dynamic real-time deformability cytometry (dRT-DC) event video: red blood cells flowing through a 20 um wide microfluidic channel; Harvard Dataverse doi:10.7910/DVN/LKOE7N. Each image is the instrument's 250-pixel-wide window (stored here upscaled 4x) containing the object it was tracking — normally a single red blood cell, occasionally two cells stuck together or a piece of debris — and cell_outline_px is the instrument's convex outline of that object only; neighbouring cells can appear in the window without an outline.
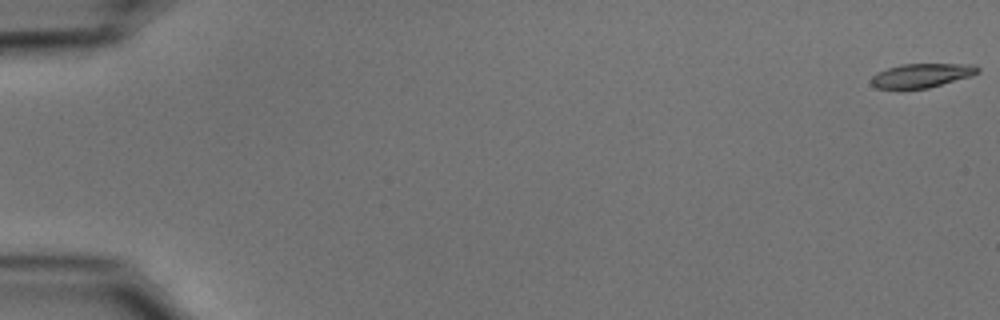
{"species": "common noctule bat (a hibernating species)", "species_latin": "Nyctalus noctula", "temperature_condition": "cold", "stored_images_in_passage": 55, "camera_frame_rate_fps": 3000, "um_per_image_px": 0.085, "animal": {"sex": "male", "body_mass_g": 15.6}, "frame": {"image": 1, "passage_image": 1, "time_ms": 0.0, "image_size_px": [1000, 320], "cell_outline_px": [[980, 72], [972, 76], [928, 88], [900, 92], [876, 88], [872, 84], [872, 76], [876, 72], [900, 64], [976, 64], [980, 68]], "centroid_in_image_um": [78.3, 6.46], "position_along_channel_um": 6.7, "area_um2": 15.66}}
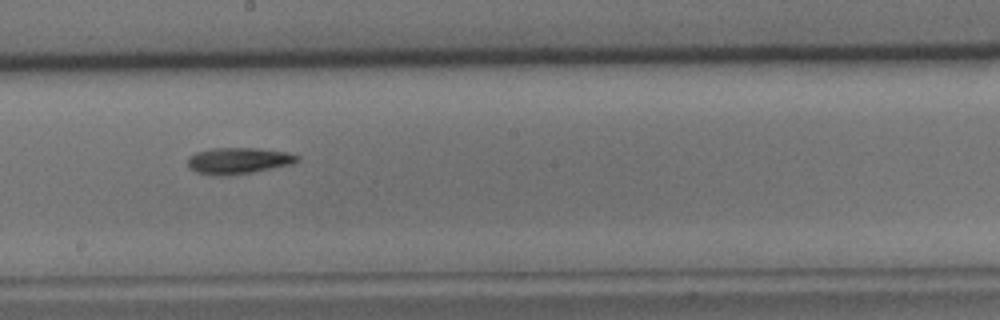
{"frame": {"image": 2, "passage_image": 32, "time_ms": 10.333, "image_size_px": [1000, 320], "cell_outline_px": [[300, 160], [292, 164], [252, 172], [228, 176], [216, 176], [196, 172], [188, 168], [188, 156], [196, 152], [212, 148], [256, 148], [288, 152], [300, 156]], "centroid_in_image_um": [20.25, 13.66], "position_along_channel_um": 228.0, "area_um2": 16.99}}
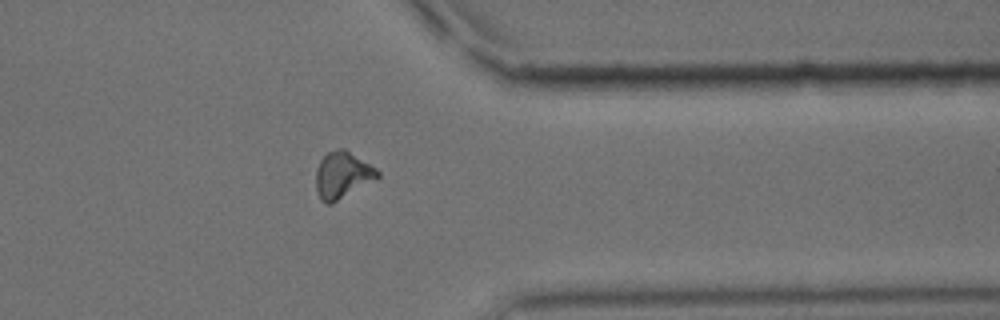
{"frame": {"image": 3, "passage_image": 45, "time_ms": 14.667, "image_size_px": [1000, 320], "cell_outline_px": [[380, 176], [332, 204], [324, 204], [320, 200], [316, 192], [316, 168], [320, 160], [328, 152], [340, 148], [344, 148], [376, 168], [380, 172]], "centroid_in_image_um": [29.07, 14.89], "position_along_channel_um": 382.3, "area_um2": 16.7}, "authors_computed_cell_mechanics": {"area_um2": 15.9528, "velocity_mm_per_s": 3.7031, "shape_relaxation_time_tau1_ms": 10.1697, "shape_relaxation_time_tau2_ms": 5.1847, "deformation_change_tau1": 0.208, "deformation_change_tau2": 0.1544}}